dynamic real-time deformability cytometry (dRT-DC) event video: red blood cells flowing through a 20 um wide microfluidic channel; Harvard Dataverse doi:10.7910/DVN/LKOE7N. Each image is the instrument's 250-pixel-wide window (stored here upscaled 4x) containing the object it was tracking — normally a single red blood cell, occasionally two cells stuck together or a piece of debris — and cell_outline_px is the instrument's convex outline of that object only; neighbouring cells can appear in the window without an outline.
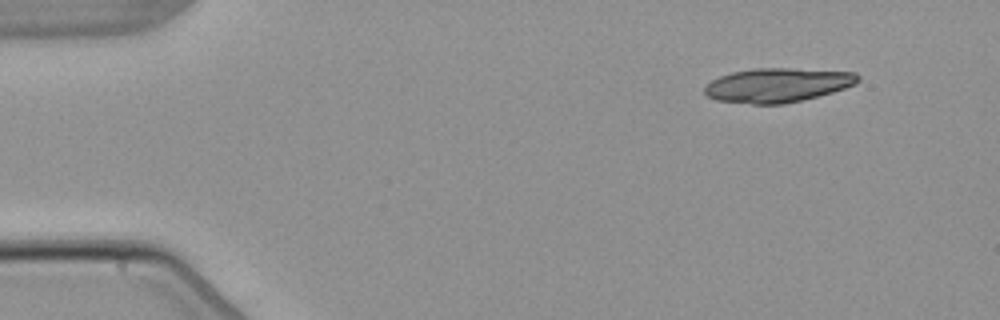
{"species": "common noctule bat (a hibernating species)", "species_latin": "Nyctalus noctula", "temperature_condition": "warm", "stored_images_in_passage": 5, "camera_frame_rate_fps": 3000, "um_per_image_px": 0.085, "animal": {"sex": "male", "body_mass_g": 21.5, "forearm_length_mm": 52.0}, "frame": {"image": 1, "passage_image": 1, "time_ms": 0.0, "image_size_px": [1000, 320], "cell_outline_px": [[860, 80], [856, 84], [832, 92], [784, 104], [752, 104], [716, 100], [708, 96], [704, 92], [704, 88], [712, 80], [720, 76], [732, 72], [752, 68], [792, 68], [856, 72], [860, 76]], "centroid_in_image_um": [66.1, 7.22], "position_along_channel_um": 18.9, "area_um2": 30.52}}